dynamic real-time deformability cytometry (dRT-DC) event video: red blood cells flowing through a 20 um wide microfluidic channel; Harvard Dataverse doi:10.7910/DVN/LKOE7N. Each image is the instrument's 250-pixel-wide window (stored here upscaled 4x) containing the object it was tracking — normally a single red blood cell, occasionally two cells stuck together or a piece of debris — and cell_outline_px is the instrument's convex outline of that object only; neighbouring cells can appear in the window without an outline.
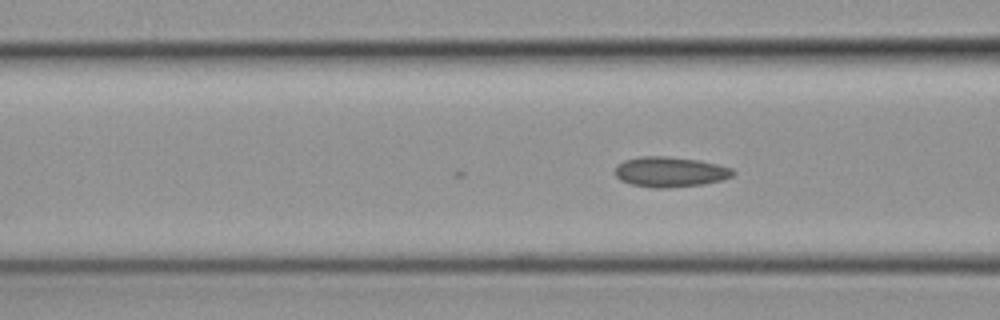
{"species": "common noctule bat (a hibernating species)", "species_latin": "Nyctalus noctula", "temperature_condition": "cold", "stored_images_in_passage": 6, "camera_frame_rate_fps": 3000, "um_per_image_px": 0.085, "animal": {"sex": "female", "body_mass_g": 19.3, "forearm_length_mm": 54.1}, "frame": {"image": 1, "passage_image": 6, "time_ms": 1.667, "image_size_px": [1000, 320], "cell_outline_px": [[736, 172], [732, 176], [724, 180], [704, 184], [668, 188], [652, 188], [632, 184], [620, 180], [612, 172], [616, 164], [624, 160], [640, 156], [664, 156], [700, 160], [732, 168]], "centroid_in_image_um": [56.93, 14.61], "position_along_channel_um": 109.7, "area_um2": 21.1}}